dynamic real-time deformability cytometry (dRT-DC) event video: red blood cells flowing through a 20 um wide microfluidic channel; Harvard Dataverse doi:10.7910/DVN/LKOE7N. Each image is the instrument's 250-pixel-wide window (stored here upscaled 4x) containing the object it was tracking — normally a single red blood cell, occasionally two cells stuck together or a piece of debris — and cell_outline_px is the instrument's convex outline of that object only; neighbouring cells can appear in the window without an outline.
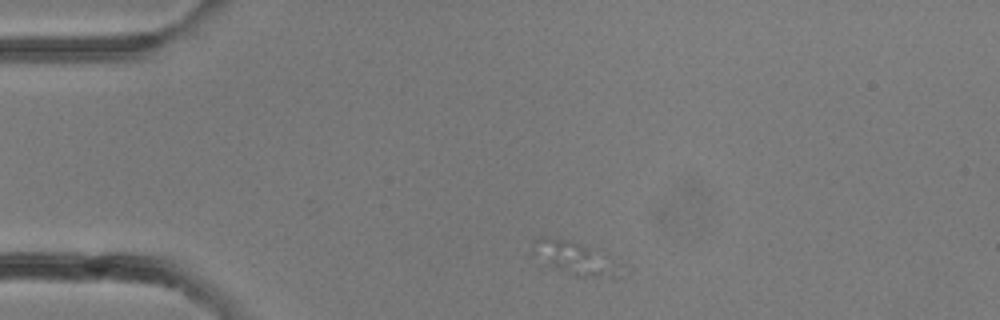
{"species": "common noctule bat (a hibernating species)", "species_latin": "Nyctalus noctula", "temperature_condition": "room temperature", "stored_images_in_passage": 4, "camera_frame_rate_fps": 3000, "um_per_image_px": 0.085, "animal": {"sex": "female"}, "frame": {"image": 1, "passage_image": 1, "time_ms": 0.0, "image_size_px": [1000, 320], "cell_outline_px": [[624, 276], [616, 280], [580, 276], [548, 264], [532, 252], [532, 240], [540, 236], [552, 236], [568, 240], [612, 260], [620, 264]], "centroid_in_image_um": [48.91, 21.97], "position_along_channel_um": 36.1, "area_um2": 16.47}}